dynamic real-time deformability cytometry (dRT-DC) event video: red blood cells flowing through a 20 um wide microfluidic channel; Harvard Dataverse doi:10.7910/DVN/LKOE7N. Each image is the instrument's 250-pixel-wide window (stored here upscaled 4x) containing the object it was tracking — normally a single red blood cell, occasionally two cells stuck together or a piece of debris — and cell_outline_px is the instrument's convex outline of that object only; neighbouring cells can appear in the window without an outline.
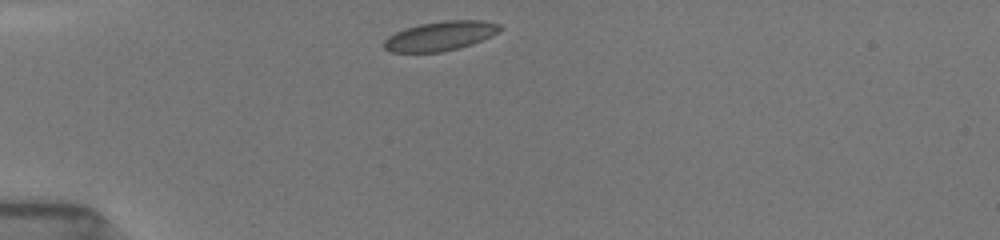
{"species": "common noctule bat (a hibernating species)", "species_latin": "Nyctalus noctula", "temperature_condition": "room temperature", "stored_images_in_passage": 50, "camera_frame_rate_fps": 3000, "um_per_image_px": 0.085, "animal": {"sex": "female", "body_mass_g": 19.5, "forearm_length_mm": 54.1}, "frame": {"image": 1, "passage_image": 1, "time_ms": 0.0, "image_size_px": [1000, 240], "cell_outline_px": [[504, 28], [500, 32], [492, 36], [472, 44], [460, 48], [440, 52], [392, 52], [384, 48], [384, 40], [388, 36], [404, 28], [420, 24], [444, 20], [484, 20], [500, 24]], "centroid_in_image_um": [37.48, 3.05], "position_along_channel_um": 47.5, "area_um2": 20.06}}
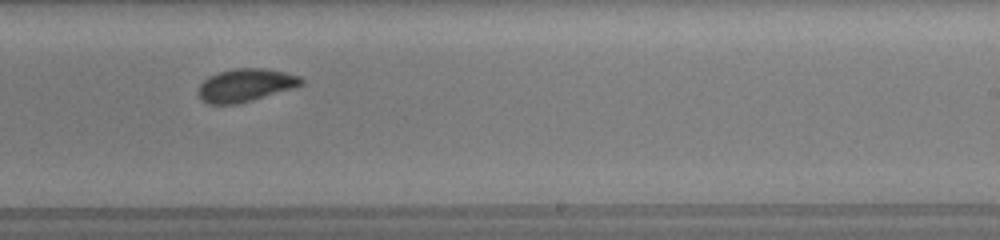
{"frame": {"image": 2, "passage_image": 21, "time_ms": 6.333, "image_size_px": [1000, 240], "cell_outline_px": [[304, 84], [296, 88], [252, 100], [236, 104], [208, 104], [200, 100], [196, 88], [208, 76], [232, 68], [264, 68], [284, 72], [300, 76], [304, 80]], "centroid_in_image_um": [20.86, 7.24], "position_along_channel_um": 268.1, "area_um2": 20.06}}
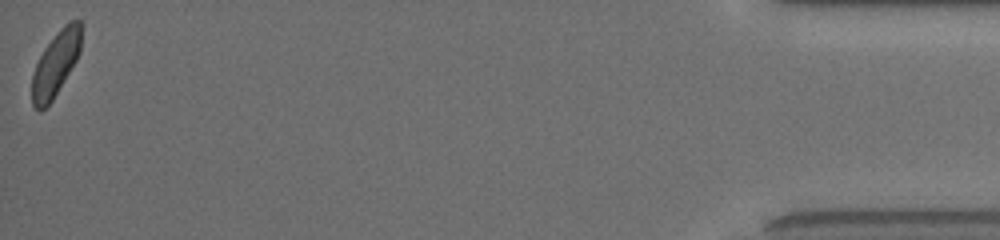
{"frame": {"image": 3, "passage_image": 49, "time_ms": 12.667, "image_size_px": [1000, 240], "cell_outline_px": [[84, 24], [80, 52], [76, 60], [52, 100], [40, 112], [32, 104], [32, 76], [36, 64], [44, 48], [56, 32], [68, 20], [80, 20]], "centroid_in_image_um": [4.77, 5.34], "position_along_channel_um": 430.4, "area_um2": 18.67}, "authors_computed_cell_mechanics": {"area_um2": 19.6231, "velocity_mm_per_s": 3.8927, "shape_relaxation_time_tau1_ms": 2.0929, "shape_relaxation_time_tau2_ms": null, "deformation_change_tau1": 0.072, "deformation_change_tau2": null}}